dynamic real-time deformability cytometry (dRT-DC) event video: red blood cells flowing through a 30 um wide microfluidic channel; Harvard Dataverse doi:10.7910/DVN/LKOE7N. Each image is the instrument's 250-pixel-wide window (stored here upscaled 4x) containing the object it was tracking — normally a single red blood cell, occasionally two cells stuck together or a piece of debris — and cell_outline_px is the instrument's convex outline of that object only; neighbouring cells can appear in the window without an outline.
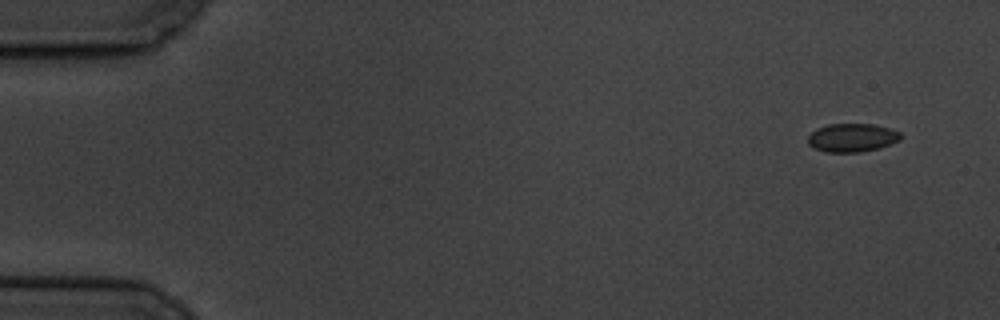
{"species": "common noctule bat (a hibernating species)", "species_latin": "Nyctalus noctula", "temperature_condition": "cold", "stored_images_in_passage": 4, "camera_frame_rate_fps": 3000, "um_per_image_px": 0.085, "animal": {"sex": "male", "body_mass_g": 19.5, "forearm_length_mm": 54.6}, "frame": {"image": 1, "passage_image": 1, "time_ms": 0.0, "image_size_px": [1000, 320], "cell_outline_px": [[904, 136], [900, 140], [880, 148], [860, 152], [824, 152], [808, 144], [808, 136], [816, 128], [828, 124], [872, 124], [888, 128], [900, 132]], "centroid_in_image_um": [72.44, 11.7], "position_along_channel_um": 12.6, "area_um2": 15.43}}